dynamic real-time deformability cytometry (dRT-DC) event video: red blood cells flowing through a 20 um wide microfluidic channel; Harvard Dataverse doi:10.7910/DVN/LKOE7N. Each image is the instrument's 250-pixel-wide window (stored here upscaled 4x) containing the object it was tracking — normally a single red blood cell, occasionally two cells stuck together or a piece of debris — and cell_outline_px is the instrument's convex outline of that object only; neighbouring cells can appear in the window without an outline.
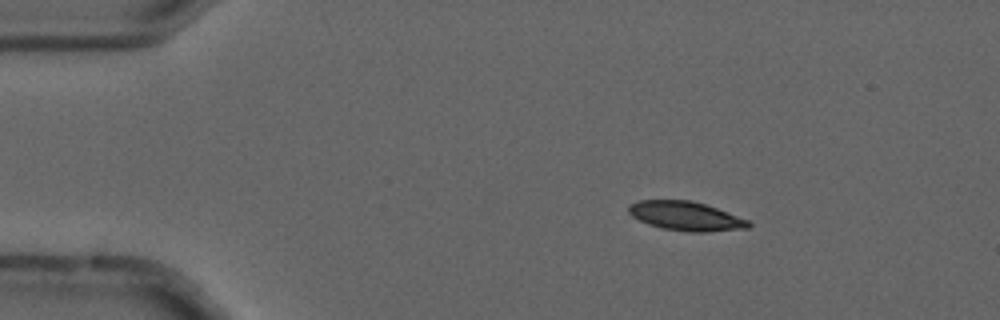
{"species": "common noctule bat (a hibernating species)", "species_latin": "Nyctalus noctula", "temperature_condition": "cold", "stored_images_in_passage": 4, "camera_frame_rate_fps": 3000, "um_per_image_px": 0.085, "animal": {"sex": "male", "forearm_length_mm": 52.5}, "frame": {"image": 1, "passage_image": 3, "time_ms": 0.667, "image_size_px": [1000, 320], "cell_outline_px": [[752, 224], [748, 228], [708, 232], [688, 232], [664, 228], [648, 224], [632, 216], [628, 212], [628, 204], [640, 200], [692, 200], [716, 208], [748, 220]], "centroid_in_image_um": [58.28, 18.36], "position_along_channel_um": 26.7, "area_um2": 20.23}}